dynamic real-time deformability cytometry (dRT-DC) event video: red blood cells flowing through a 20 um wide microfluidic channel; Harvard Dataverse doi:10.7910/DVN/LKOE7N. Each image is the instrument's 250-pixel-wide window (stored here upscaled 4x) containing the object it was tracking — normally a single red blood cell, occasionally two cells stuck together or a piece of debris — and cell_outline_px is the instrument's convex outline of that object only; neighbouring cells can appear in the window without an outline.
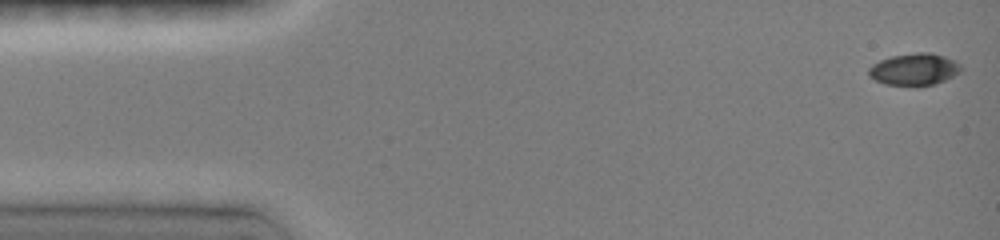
{"species": "common noctule bat (a hibernating species)", "species_latin": "Nyctalus noctula", "temperature_condition": "room temperature", "stored_images_in_passage": 55, "camera_frame_rate_fps": 3000, "um_per_image_px": 0.085, "animal": {"sex": "female", "body_mass_g": 19.0, "forearm_length_mm": 51.5}, "frame": {"image": 1, "passage_image": 1, "time_ms": 0.0, "image_size_px": [1000, 240], "cell_outline_px": [[964, 68], [960, 72], [944, 80], [932, 84], [912, 88], [884, 84], [868, 76], [868, 68], [872, 64], [880, 60], [892, 56], [916, 52], [928, 52], [944, 56], [956, 60]], "centroid_in_image_um": [77.7, 5.91], "position_along_channel_um": 7.3, "area_um2": 17.63}}
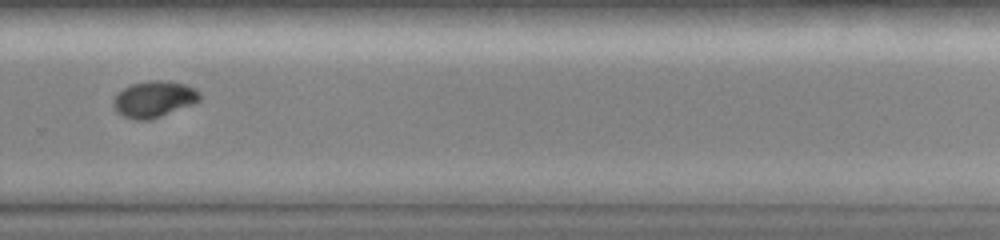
{"frame": {"image": 2, "passage_image": 39, "time_ms": 10.667, "image_size_px": [1000, 240], "cell_outline_px": [[200, 100], [192, 104], [152, 120], [136, 120], [124, 116], [116, 112], [112, 104], [116, 96], [124, 88], [132, 84], [148, 80], [164, 80], [184, 84], [196, 88], [200, 92]], "centroid_in_image_um": [13.1, 8.43], "position_along_channel_um": 316.7, "area_um2": 18.26}}
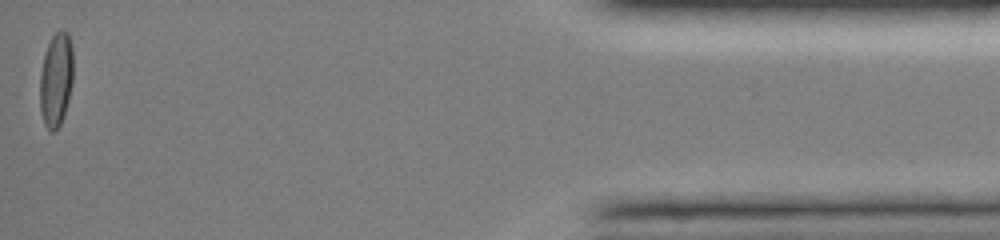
{"frame": {"image": 3, "passage_image": 55, "time_ms": 15.333, "image_size_px": [1000, 240], "cell_outline_px": [[72, 80], [68, 100], [64, 116], [60, 124], [52, 132], [44, 124], [40, 108], [40, 72], [44, 56], [48, 44], [52, 36], [60, 28], [64, 28], [68, 32], [72, 44]], "centroid_in_image_um": [4.76, 6.71], "position_along_channel_um": 430.4, "area_um2": 18.26}, "authors_computed_cell_mechanics": {"area_um2": 18.207, "velocity_mm_per_s": 4.0426, "shape_relaxation_time_tau1_ms": 9.8083, "shape_relaxation_time_tau2_ms": null, "deformation_change_tau1": 0.2618, "deformation_change_tau2": null}}